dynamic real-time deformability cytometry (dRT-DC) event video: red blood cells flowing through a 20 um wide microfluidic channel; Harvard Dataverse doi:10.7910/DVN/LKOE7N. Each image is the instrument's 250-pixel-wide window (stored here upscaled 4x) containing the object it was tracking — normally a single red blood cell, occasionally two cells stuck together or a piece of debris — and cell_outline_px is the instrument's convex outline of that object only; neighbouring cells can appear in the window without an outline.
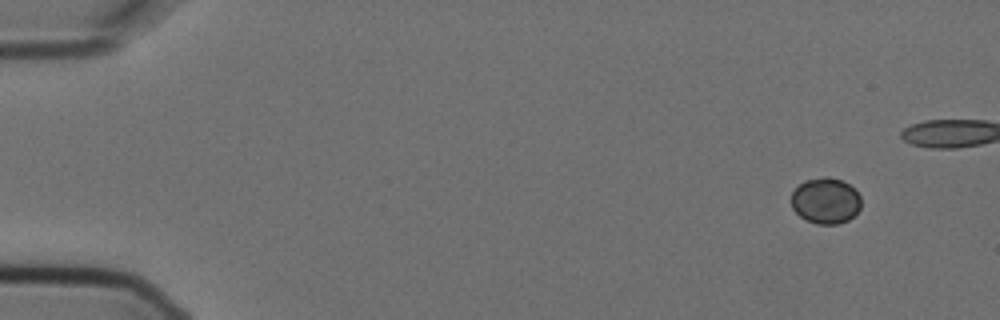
{"species": "Egyptian fruit bat (a non-hibernating species)", "species_latin": "Rousettus aegyptiacus", "temperature_condition": "cold", "stored_images_in_passage": 8, "camera_frame_rate_fps": 3000, "um_per_image_px": 0.085, "animal": {"sex": "female"}, "frame": {"image": 1, "passage_image": 1, "time_ms": 0.0, "image_size_px": [1000, 320], "cell_outline_px": [[860, 208], [848, 220], [836, 224], [816, 224], [800, 216], [792, 208], [792, 192], [804, 180], [824, 176], [828, 176], [840, 180], [848, 184], [860, 196]], "centroid_in_image_um": [70.16, 17.05], "position_along_channel_um": 14.8, "area_um2": 18.5}}
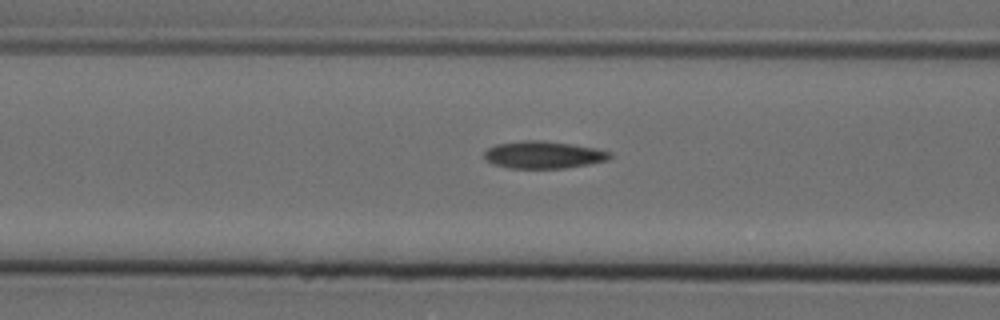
{"frame": {"image": 2, "passage_image": 7, "time_ms": 2.0, "image_size_px": [1000, 320], "cell_outline_px": [[612, 156], [608, 160], [588, 164], [564, 168], [508, 168], [492, 164], [484, 160], [484, 152], [488, 148], [496, 144], [524, 140], [544, 140], [572, 144], [596, 148], [612, 152]], "centroid_in_image_um": [46.18, 13.15], "position_along_channel_um": 120.4, "area_um2": 20.17}}
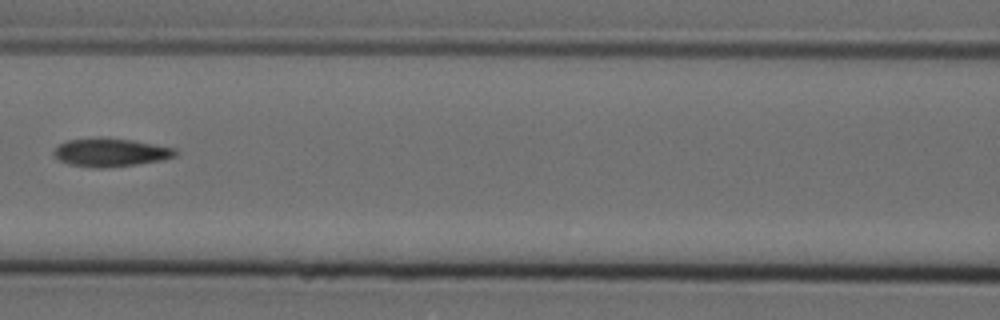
{"frame": {"image": 3, "passage_image": 8, "time_ms": 2.333, "image_size_px": [1000, 320], "cell_outline_px": [[180, 152], [176, 156], [164, 160], [136, 164], [104, 168], [100, 168], [68, 164], [52, 156], [52, 152], [60, 144], [68, 140], [96, 136], [100, 136], [132, 140], [176, 148]], "centroid_in_image_um": [9.41, 12.94], "position_along_channel_um": 157.2, "area_um2": 20.4}}